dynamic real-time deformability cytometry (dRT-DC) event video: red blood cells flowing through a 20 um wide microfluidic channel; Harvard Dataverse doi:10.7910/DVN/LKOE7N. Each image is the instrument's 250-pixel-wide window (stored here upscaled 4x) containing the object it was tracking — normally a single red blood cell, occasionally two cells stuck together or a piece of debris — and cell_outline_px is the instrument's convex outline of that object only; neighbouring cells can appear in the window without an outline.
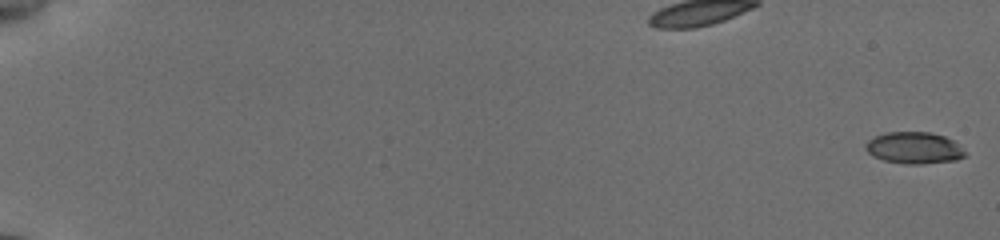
{"species": "common noctule bat (a hibernating species)", "species_latin": "Nyctalus noctula", "temperature_condition": "cold", "stored_images_in_passage": 57, "camera_frame_rate_fps": 3000, "um_per_image_px": 0.085, "animal": {"sex": "female", "body_mass_g": 19.5, "forearm_length_mm": 54.1}, "frame": {"image": 1, "passage_image": 1, "time_ms": 0.0, "image_size_px": [1000, 240], "cell_outline_px": [[964, 156], [956, 160], [920, 164], [904, 164], [884, 160], [872, 156], [864, 148], [864, 144], [868, 140], [884, 132], [932, 132], [944, 136], [952, 140], [964, 152]], "centroid_in_image_um": [77.63, 12.57], "position_along_channel_um": 7.4, "area_um2": 18.26}}
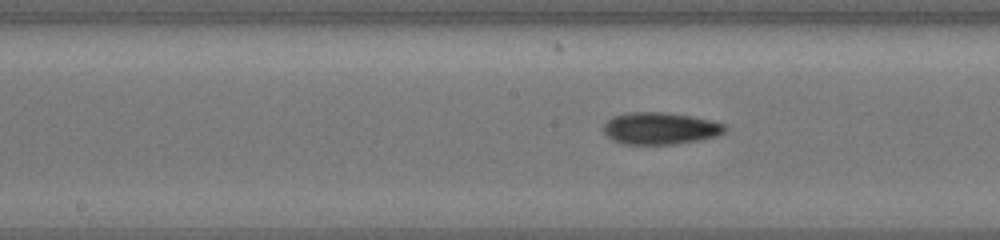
{"frame": {"image": 2, "passage_image": 32, "time_ms": 10.333, "image_size_px": [1000, 240], "cell_outline_px": [[728, 128], [724, 132], [716, 136], [700, 140], [676, 144], [624, 144], [612, 140], [604, 132], [604, 124], [612, 116], [624, 112], [664, 112], [692, 116], [712, 120], [724, 124]], "centroid_in_image_um": [56.12, 10.9], "position_along_channel_um": 192.1, "area_um2": 22.83}}
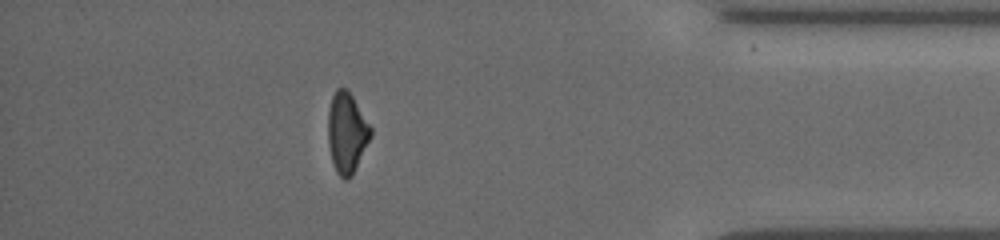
{"frame": {"image": 3, "passage_image": 51, "time_ms": 16.667, "image_size_px": [1000, 240], "cell_outline_px": [[372, 136], [352, 176], [348, 180], [344, 180], [336, 172], [332, 160], [328, 144], [328, 112], [332, 96], [336, 88], [348, 88], [372, 128]], "centroid_in_image_um": [29.49, 11.28], "position_along_channel_um": 405.7, "area_um2": 20.23}, "authors_computed_cell_mechanics": {"area_um2": 20.4034, "velocity_mm_per_s": 3.8375, "shape_relaxation_time_tau1_ms": 5.8836, "shape_relaxation_time_tau2_ms": 6.4469, "deformation_change_tau1": 0.1566, "deformation_change_tau2": 0.1415}}